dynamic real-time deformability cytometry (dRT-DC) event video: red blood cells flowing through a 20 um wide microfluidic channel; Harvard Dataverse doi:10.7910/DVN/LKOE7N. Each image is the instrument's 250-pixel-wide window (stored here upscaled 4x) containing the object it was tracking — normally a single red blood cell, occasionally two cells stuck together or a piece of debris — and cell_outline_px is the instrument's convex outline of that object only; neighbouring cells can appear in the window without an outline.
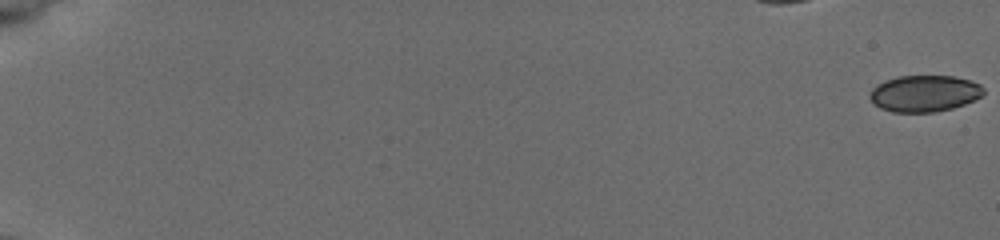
{"species": "common noctule bat (a hibernating species)", "species_latin": "Nyctalus noctula", "temperature_condition": "cold", "stored_images_in_passage": 11, "camera_frame_rate_fps": 3000, "um_per_image_px": 0.085, "animal": {"sex": "female", "body_mass_g": 19.5, "forearm_length_mm": 54.1}, "frame": {"image": 1, "passage_image": 1, "time_ms": 0.0, "image_size_px": [1000, 240], "cell_outline_px": [[984, 92], [980, 96], [964, 104], [952, 108], [936, 112], [892, 112], [880, 108], [868, 96], [872, 88], [884, 80], [900, 76], [952, 76], [968, 80], [980, 84], [984, 88]], "centroid_in_image_um": [78.55, 7.94], "position_along_channel_um": 6.4, "area_um2": 24.04}}